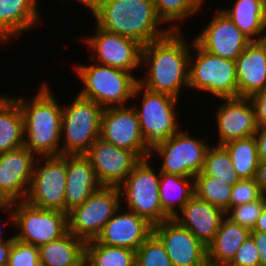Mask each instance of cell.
Listing matches in <instances>:
<instances>
[{
    "label": "cell",
    "instance_id": "1",
    "mask_svg": "<svg viewBox=\"0 0 266 266\" xmlns=\"http://www.w3.org/2000/svg\"><path fill=\"white\" fill-rule=\"evenodd\" d=\"M182 33L171 31L165 37L142 47L141 66H146V75L138 78V84L149 91L166 93L178 99L183 88L189 89L192 42L188 43Z\"/></svg>",
    "mask_w": 266,
    "mask_h": 266
},
{
    "label": "cell",
    "instance_id": "2",
    "mask_svg": "<svg viewBox=\"0 0 266 266\" xmlns=\"http://www.w3.org/2000/svg\"><path fill=\"white\" fill-rule=\"evenodd\" d=\"M82 5L88 7L95 25L142 46L171 32L168 26H162L153 0H85Z\"/></svg>",
    "mask_w": 266,
    "mask_h": 266
},
{
    "label": "cell",
    "instance_id": "3",
    "mask_svg": "<svg viewBox=\"0 0 266 266\" xmlns=\"http://www.w3.org/2000/svg\"><path fill=\"white\" fill-rule=\"evenodd\" d=\"M32 99L14 97L24 117V146L37 157L61 155L63 105L47 83H42Z\"/></svg>",
    "mask_w": 266,
    "mask_h": 266
},
{
    "label": "cell",
    "instance_id": "4",
    "mask_svg": "<svg viewBox=\"0 0 266 266\" xmlns=\"http://www.w3.org/2000/svg\"><path fill=\"white\" fill-rule=\"evenodd\" d=\"M73 68L83 84L77 93L79 96L94 101L102 108L129 105L138 84V78L133 73L96 62L74 64Z\"/></svg>",
    "mask_w": 266,
    "mask_h": 266
},
{
    "label": "cell",
    "instance_id": "5",
    "mask_svg": "<svg viewBox=\"0 0 266 266\" xmlns=\"http://www.w3.org/2000/svg\"><path fill=\"white\" fill-rule=\"evenodd\" d=\"M188 87L193 91L209 93L220 100L238 97L235 61L209 53L193 39L189 57Z\"/></svg>",
    "mask_w": 266,
    "mask_h": 266
},
{
    "label": "cell",
    "instance_id": "6",
    "mask_svg": "<svg viewBox=\"0 0 266 266\" xmlns=\"http://www.w3.org/2000/svg\"><path fill=\"white\" fill-rule=\"evenodd\" d=\"M137 97H140L141 101L133 108L138 116L143 139L150 148L180 130L176 112L178 98L166 93L149 91L140 84L136 85L132 99Z\"/></svg>",
    "mask_w": 266,
    "mask_h": 266
},
{
    "label": "cell",
    "instance_id": "7",
    "mask_svg": "<svg viewBox=\"0 0 266 266\" xmlns=\"http://www.w3.org/2000/svg\"><path fill=\"white\" fill-rule=\"evenodd\" d=\"M103 108L78 94L63 105L61 121V155L86 154L99 138Z\"/></svg>",
    "mask_w": 266,
    "mask_h": 266
},
{
    "label": "cell",
    "instance_id": "8",
    "mask_svg": "<svg viewBox=\"0 0 266 266\" xmlns=\"http://www.w3.org/2000/svg\"><path fill=\"white\" fill-rule=\"evenodd\" d=\"M141 159L118 187L121 205L147 219L152 225L170 217L162 210L159 197L160 170L152 168L150 159ZM158 172V173H156Z\"/></svg>",
    "mask_w": 266,
    "mask_h": 266
},
{
    "label": "cell",
    "instance_id": "9",
    "mask_svg": "<svg viewBox=\"0 0 266 266\" xmlns=\"http://www.w3.org/2000/svg\"><path fill=\"white\" fill-rule=\"evenodd\" d=\"M120 206L119 188L101 186L81 205L67 213L68 231L85 243L96 240Z\"/></svg>",
    "mask_w": 266,
    "mask_h": 266
},
{
    "label": "cell",
    "instance_id": "10",
    "mask_svg": "<svg viewBox=\"0 0 266 266\" xmlns=\"http://www.w3.org/2000/svg\"><path fill=\"white\" fill-rule=\"evenodd\" d=\"M13 226L18 233L14 238L41 246L63 236L68 231L67 213L38 208L24 201L10 203Z\"/></svg>",
    "mask_w": 266,
    "mask_h": 266
},
{
    "label": "cell",
    "instance_id": "11",
    "mask_svg": "<svg viewBox=\"0 0 266 266\" xmlns=\"http://www.w3.org/2000/svg\"><path fill=\"white\" fill-rule=\"evenodd\" d=\"M205 140L191 136L180 129L176 134L155 144L151 148L150 157L158 154L162 160L160 172L194 177L199 174L204 166L205 155L209 148Z\"/></svg>",
    "mask_w": 266,
    "mask_h": 266
},
{
    "label": "cell",
    "instance_id": "12",
    "mask_svg": "<svg viewBox=\"0 0 266 266\" xmlns=\"http://www.w3.org/2000/svg\"><path fill=\"white\" fill-rule=\"evenodd\" d=\"M66 178V155L37 157L25 201L38 208L65 213Z\"/></svg>",
    "mask_w": 266,
    "mask_h": 266
},
{
    "label": "cell",
    "instance_id": "13",
    "mask_svg": "<svg viewBox=\"0 0 266 266\" xmlns=\"http://www.w3.org/2000/svg\"><path fill=\"white\" fill-rule=\"evenodd\" d=\"M102 140L132 151L140 160L150 157L135 109L127 106L103 108L100 123Z\"/></svg>",
    "mask_w": 266,
    "mask_h": 266
},
{
    "label": "cell",
    "instance_id": "14",
    "mask_svg": "<svg viewBox=\"0 0 266 266\" xmlns=\"http://www.w3.org/2000/svg\"><path fill=\"white\" fill-rule=\"evenodd\" d=\"M94 30L93 35L82 37V42L93 52L89 56L92 62L122 69L130 73L141 67L143 46L140 43L105 31L97 25Z\"/></svg>",
    "mask_w": 266,
    "mask_h": 266
},
{
    "label": "cell",
    "instance_id": "15",
    "mask_svg": "<svg viewBox=\"0 0 266 266\" xmlns=\"http://www.w3.org/2000/svg\"><path fill=\"white\" fill-rule=\"evenodd\" d=\"M173 266H208L207 247L173 218L153 225Z\"/></svg>",
    "mask_w": 266,
    "mask_h": 266
},
{
    "label": "cell",
    "instance_id": "16",
    "mask_svg": "<svg viewBox=\"0 0 266 266\" xmlns=\"http://www.w3.org/2000/svg\"><path fill=\"white\" fill-rule=\"evenodd\" d=\"M194 40L209 53L227 60H236L252 42L221 9Z\"/></svg>",
    "mask_w": 266,
    "mask_h": 266
},
{
    "label": "cell",
    "instance_id": "17",
    "mask_svg": "<svg viewBox=\"0 0 266 266\" xmlns=\"http://www.w3.org/2000/svg\"><path fill=\"white\" fill-rule=\"evenodd\" d=\"M102 186L119 187L140 159L132 152L98 138L85 154Z\"/></svg>",
    "mask_w": 266,
    "mask_h": 266
},
{
    "label": "cell",
    "instance_id": "18",
    "mask_svg": "<svg viewBox=\"0 0 266 266\" xmlns=\"http://www.w3.org/2000/svg\"><path fill=\"white\" fill-rule=\"evenodd\" d=\"M36 160L25 146L0 154V194L9 204L25 200Z\"/></svg>",
    "mask_w": 266,
    "mask_h": 266
},
{
    "label": "cell",
    "instance_id": "19",
    "mask_svg": "<svg viewBox=\"0 0 266 266\" xmlns=\"http://www.w3.org/2000/svg\"><path fill=\"white\" fill-rule=\"evenodd\" d=\"M223 100L214 114L218 134L215 145L222 146L227 142L255 135L258 126L250 98H222Z\"/></svg>",
    "mask_w": 266,
    "mask_h": 266
},
{
    "label": "cell",
    "instance_id": "20",
    "mask_svg": "<svg viewBox=\"0 0 266 266\" xmlns=\"http://www.w3.org/2000/svg\"><path fill=\"white\" fill-rule=\"evenodd\" d=\"M120 206L106 222L96 241L109 246L126 247L136 251L152 234L153 225L133 211L122 212Z\"/></svg>",
    "mask_w": 266,
    "mask_h": 266
},
{
    "label": "cell",
    "instance_id": "21",
    "mask_svg": "<svg viewBox=\"0 0 266 266\" xmlns=\"http://www.w3.org/2000/svg\"><path fill=\"white\" fill-rule=\"evenodd\" d=\"M225 212L195 195L173 217L181 226L204 245L208 246L214 239Z\"/></svg>",
    "mask_w": 266,
    "mask_h": 266
},
{
    "label": "cell",
    "instance_id": "22",
    "mask_svg": "<svg viewBox=\"0 0 266 266\" xmlns=\"http://www.w3.org/2000/svg\"><path fill=\"white\" fill-rule=\"evenodd\" d=\"M65 213L81 205L102 185L85 154L66 155Z\"/></svg>",
    "mask_w": 266,
    "mask_h": 266
},
{
    "label": "cell",
    "instance_id": "23",
    "mask_svg": "<svg viewBox=\"0 0 266 266\" xmlns=\"http://www.w3.org/2000/svg\"><path fill=\"white\" fill-rule=\"evenodd\" d=\"M39 0H0V35L10 43L39 23ZM29 29V30H28Z\"/></svg>",
    "mask_w": 266,
    "mask_h": 266
},
{
    "label": "cell",
    "instance_id": "24",
    "mask_svg": "<svg viewBox=\"0 0 266 266\" xmlns=\"http://www.w3.org/2000/svg\"><path fill=\"white\" fill-rule=\"evenodd\" d=\"M235 63L238 97L249 98L266 89V55L255 41L242 51Z\"/></svg>",
    "mask_w": 266,
    "mask_h": 266
},
{
    "label": "cell",
    "instance_id": "25",
    "mask_svg": "<svg viewBox=\"0 0 266 266\" xmlns=\"http://www.w3.org/2000/svg\"><path fill=\"white\" fill-rule=\"evenodd\" d=\"M250 233V229L233 222L225 215L214 239L207 246V264L227 266Z\"/></svg>",
    "mask_w": 266,
    "mask_h": 266
},
{
    "label": "cell",
    "instance_id": "26",
    "mask_svg": "<svg viewBox=\"0 0 266 266\" xmlns=\"http://www.w3.org/2000/svg\"><path fill=\"white\" fill-rule=\"evenodd\" d=\"M85 242L67 231L38 247L41 266H77L85 259Z\"/></svg>",
    "mask_w": 266,
    "mask_h": 266
},
{
    "label": "cell",
    "instance_id": "27",
    "mask_svg": "<svg viewBox=\"0 0 266 266\" xmlns=\"http://www.w3.org/2000/svg\"><path fill=\"white\" fill-rule=\"evenodd\" d=\"M24 146V117L18 102L11 97L0 99V154Z\"/></svg>",
    "mask_w": 266,
    "mask_h": 266
},
{
    "label": "cell",
    "instance_id": "28",
    "mask_svg": "<svg viewBox=\"0 0 266 266\" xmlns=\"http://www.w3.org/2000/svg\"><path fill=\"white\" fill-rule=\"evenodd\" d=\"M158 188L162 210L173 218L194 196V177L160 172Z\"/></svg>",
    "mask_w": 266,
    "mask_h": 266
},
{
    "label": "cell",
    "instance_id": "29",
    "mask_svg": "<svg viewBox=\"0 0 266 266\" xmlns=\"http://www.w3.org/2000/svg\"><path fill=\"white\" fill-rule=\"evenodd\" d=\"M251 41L264 31V0H236L233 7L220 8Z\"/></svg>",
    "mask_w": 266,
    "mask_h": 266
},
{
    "label": "cell",
    "instance_id": "30",
    "mask_svg": "<svg viewBox=\"0 0 266 266\" xmlns=\"http://www.w3.org/2000/svg\"><path fill=\"white\" fill-rule=\"evenodd\" d=\"M222 146L229 153L234 169L240 179H253L259 164L254 135L227 142Z\"/></svg>",
    "mask_w": 266,
    "mask_h": 266
},
{
    "label": "cell",
    "instance_id": "31",
    "mask_svg": "<svg viewBox=\"0 0 266 266\" xmlns=\"http://www.w3.org/2000/svg\"><path fill=\"white\" fill-rule=\"evenodd\" d=\"M85 259L91 266H135V251L92 240L85 244Z\"/></svg>",
    "mask_w": 266,
    "mask_h": 266
},
{
    "label": "cell",
    "instance_id": "32",
    "mask_svg": "<svg viewBox=\"0 0 266 266\" xmlns=\"http://www.w3.org/2000/svg\"><path fill=\"white\" fill-rule=\"evenodd\" d=\"M156 13L171 31H181L179 24L203 9L206 0H153ZM200 10V11H199ZM179 22V24H178ZM173 24V25H172Z\"/></svg>",
    "mask_w": 266,
    "mask_h": 266
},
{
    "label": "cell",
    "instance_id": "33",
    "mask_svg": "<svg viewBox=\"0 0 266 266\" xmlns=\"http://www.w3.org/2000/svg\"><path fill=\"white\" fill-rule=\"evenodd\" d=\"M232 187L225 180L210 175L194 176V195L225 213L230 209Z\"/></svg>",
    "mask_w": 266,
    "mask_h": 266
},
{
    "label": "cell",
    "instance_id": "34",
    "mask_svg": "<svg viewBox=\"0 0 266 266\" xmlns=\"http://www.w3.org/2000/svg\"><path fill=\"white\" fill-rule=\"evenodd\" d=\"M197 175L215 176L217 179L225 180L230 186H234L241 180L234 169L229 153L220 145L208 148L203 169Z\"/></svg>",
    "mask_w": 266,
    "mask_h": 266
},
{
    "label": "cell",
    "instance_id": "35",
    "mask_svg": "<svg viewBox=\"0 0 266 266\" xmlns=\"http://www.w3.org/2000/svg\"><path fill=\"white\" fill-rule=\"evenodd\" d=\"M135 266H173L162 242L153 232L135 251Z\"/></svg>",
    "mask_w": 266,
    "mask_h": 266
},
{
    "label": "cell",
    "instance_id": "36",
    "mask_svg": "<svg viewBox=\"0 0 266 266\" xmlns=\"http://www.w3.org/2000/svg\"><path fill=\"white\" fill-rule=\"evenodd\" d=\"M265 206L266 195L264 194L260 199L254 202L231 207L225 215L233 222L253 230L255 223Z\"/></svg>",
    "mask_w": 266,
    "mask_h": 266
},
{
    "label": "cell",
    "instance_id": "37",
    "mask_svg": "<svg viewBox=\"0 0 266 266\" xmlns=\"http://www.w3.org/2000/svg\"><path fill=\"white\" fill-rule=\"evenodd\" d=\"M7 266H41L38 247L14 238Z\"/></svg>",
    "mask_w": 266,
    "mask_h": 266
},
{
    "label": "cell",
    "instance_id": "38",
    "mask_svg": "<svg viewBox=\"0 0 266 266\" xmlns=\"http://www.w3.org/2000/svg\"><path fill=\"white\" fill-rule=\"evenodd\" d=\"M264 193L259 189L255 179H241L231 191L230 208L260 199Z\"/></svg>",
    "mask_w": 266,
    "mask_h": 266
},
{
    "label": "cell",
    "instance_id": "39",
    "mask_svg": "<svg viewBox=\"0 0 266 266\" xmlns=\"http://www.w3.org/2000/svg\"><path fill=\"white\" fill-rule=\"evenodd\" d=\"M227 266H260L259 250L251 236L244 241Z\"/></svg>",
    "mask_w": 266,
    "mask_h": 266
},
{
    "label": "cell",
    "instance_id": "40",
    "mask_svg": "<svg viewBox=\"0 0 266 266\" xmlns=\"http://www.w3.org/2000/svg\"><path fill=\"white\" fill-rule=\"evenodd\" d=\"M250 98L254 107L257 126L266 125V89H263Z\"/></svg>",
    "mask_w": 266,
    "mask_h": 266
},
{
    "label": "cell",
    "instance_id": "41",
    "mask_svg": "<svg viewBox=\"0 0 266 266\" xmlns=\"http://www.w3.org/2000/svg\"><path fill=\"white\" fill-rule=\"evenodd\" d=\"M257 249L259 250L260 266H266V233L260 231H251Z\"/></svg>",
    "mask_w": 266,
    "mask_h": 266
},
{
    "label": "cell",
    "instance_id": "42",
    "mask_svg": "<svg viewBox=\"0 0 266 266\" xmlns=\"http://www.w3.org/2000/svg\"><path fill=\"white\" fill-rule=\"evenodd\" d=\"M257 143L259 161L266 160V125H260L254 135Z\"/></svg>",
    "mask_w": 266,
    "mask_h": 266
},
{
    "label": "cell",
    "instance_id": "43",
    "mask_svg": "<svg viewBox=\"0 0 266 266\" xmlns=\"http://www.w3.org/2000/svg\"><path fill=\"white\" fill-rule=\"evenodd\" d=\"M254 179L259 189L265 194L266 193V160L259 161Z\"/></svg>",
    "mask_w": 266,
    "mask_h": 266
},
{
    "label": "cell",
    "instance_id": "44",
    "mask_svg": "<svg viewBox=\"0 0 266 266\" xmlns=\"http://www.w3.org/2000/svg\"><path fill=\"white\" fill-rule=\"evenodd\" d=\"M13 241L0 243V266H7Z\"/></svg>",
    "mask_w": 266,
    "mask_h": 266
},
{
    "label": "cell",
    "instance_id": "45",
    "mask_svg": "<svg viewBox=\"0 0 266 266\" xmlns=\"http://www.w3.org/2000/svg\"><path fill=\"white\" fill-rule=\"evenodd\" d=\"M251 231H260L266 233V206L258 217L254 229Z\"/></svg>",
    "mask_w": 266,
    "mask_h": 266
},
{
    "label": "cell",
    "instance_id": "46",
    "mask_svg": "<svg viewBox=\"0 0 266 266\" xmlns=\"http://www.w3.org/2000/svg\"><path fill=\"white\" fill-rule=\"evenodd\" d=\"M0 210L5 212V214H9L8 216V223L13 224V211H12V206L9 204L0 194Z\"/></svg>",
    "mask_w": 266,
    "mask_h": 266
},
{
    "label": "cell",
    "instance_id": "47",
    "mask_svg": "<svg viewBox=\"0 0 266 266\" xmlns=\"http://www.w3.org/2000/svg\"><path fill=\"white\" fill-rule=\"evenodd\" d=\"M255 42L260 46V48L263 50V53L266 55V30H264L258 38L255 40Z\"/></svg>",
    "mask_w": 266,
    "mask_h": 266
},
{
    "label": "cell",
    "instance_id": "48",
    "mask_svg": "<svg viewBox=\"0 0 266 266\" xmlns=\"http://www.w3.org/2000/svg\"><path fill=\"white\" fill-rule=\"evenodd\" d=\"M2 235L1 227H0V243L6 242V241H13L14 240V234L13 236H10L9 238L5 239Z\"/></svg>",
    "mask_w": 266,
    "mask_h": 266
},
{
    "label": "cell",
    "instance_id": "49",
    "mask_svg": "<svg viewBox=\"0 0 266 266\" xmlns=\"http://www.w3.org/2000/svg\"><path fill=\"white\" fill-rule=\"evenodd\" d=\"M263 25H264V30H266V0H264Z\"/></svg>",
    "mask_w": 266,
    "mask_h": 266
},
{
    "label": "cell",
    "instance_id": "50",
    "mask_svg": "<svg viewBox=\"0 0 266 266\" xmlns=\"http://www.w3.org/2000/svg\"><path fill=\"white\" fill-rule=\"evenodd\" d=\"M77 266H91L86 259L82 260Z\"/></svg>",
    "mask_w": 266,
    "mask_h": 266
},
{
    "label": "cell",
    "instance_id": "51",
    "mask_svg": "<svg viewBox=\"0 0 266 266\" xmlns=\"http://www.w3.org/2000/svg\"><path fill=\"white\" fill-rule=\"evenodd\" d=\"M7 43V41L0 35V45Z\"/></svg>",
    "mask_w": 266,
    "mask_h": 266
},
{
    "label": "cell",
    "instance_id": "52",
    "mask_svg": "<svg viewBox=\"0 0 266 266\" xmlns=\"http://www.w3.org/2000/svg\"><path fill=\"white\" fill-rule=\"evenodd\" d=\"M74 2H77L79 4H82L85 0H73Z\"/></svg>",
    "mask_w": 266,
    "mask_h": 266
}]
</instances>
